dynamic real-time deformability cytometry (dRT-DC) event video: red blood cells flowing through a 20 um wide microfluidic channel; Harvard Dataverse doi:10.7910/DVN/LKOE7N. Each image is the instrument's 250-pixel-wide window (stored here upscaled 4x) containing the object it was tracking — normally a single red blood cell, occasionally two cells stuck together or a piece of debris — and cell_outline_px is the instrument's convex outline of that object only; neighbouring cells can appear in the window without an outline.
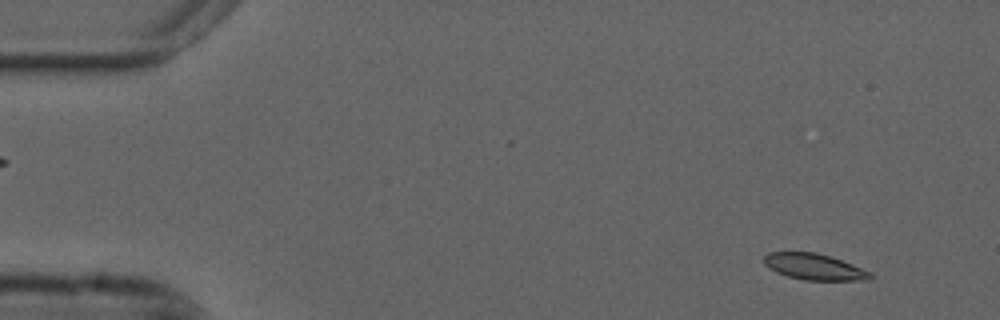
{"species": "common noctule bat (a hibernating species)", "species_latin": "Nyctalus noctula", "temperature_condition": "cold", "stored_images_in_passage": 52, "camera_frame_rate_fps": 3000, "um_per_image_px": 0.085, "animal": {"sex": "male", "forearm_length_mm": 52.5}, "frame": {"image": 1, "passage_image": 1, "time_ms": 0.0, "image_size_px": [1000, 320], "cell_outline_px": [[872, 280], [804, 280], [788, 276], [776, 272], [768, 268], [764, 264], [764, 256], [768, 252], [816, 252], [832, 256], [872, 272]], "centroid_in_image_um": [69.22, 22.67], "position_along_channel_um": 15.8, "area_um2": 16.36}}
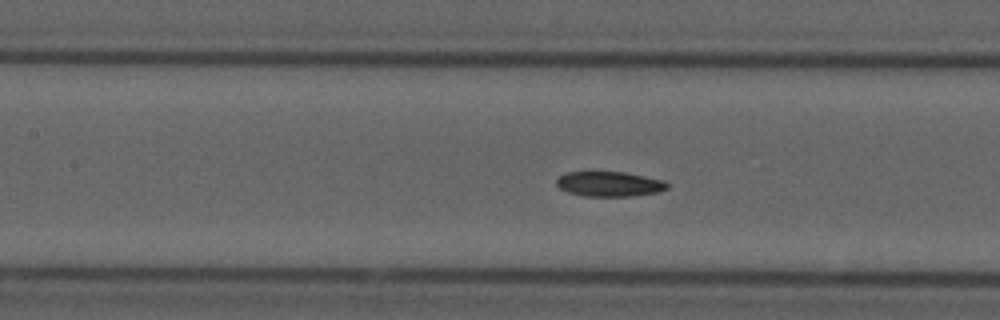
{"frame": {"image": 2, "passage_image": 21, "time_ms": 6.667, "image_size_px": [1000, 320], "cell_outline_px": [[668, 188], [660, 192], [628, 196], [584, 196], [568, 192], [560, 188], [556, 184], [556, 180], [564, 172], [624, 172], [664, 180], [668, 184]], "centroid_in_image_um": [51.8, 15.64], "position_along_channel_um": 155.6, "area_um2": 16.07}}
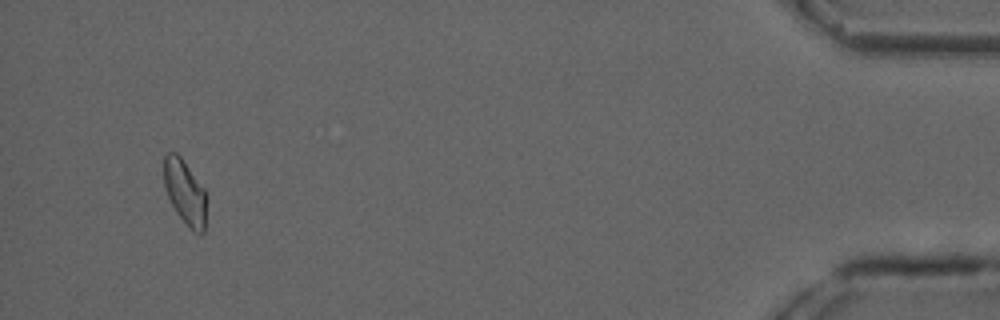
{"frame": {"image": 3, "passage_image": 49, "time_ms": 16.0, "image_size_px": [1000, 320], "cell_outline_px": [[204, 232], [192, 232], [176, 212], [164, 188], [164, 156], [168, 152], [176, 152], [180, 156], [204, 188]], "centroid_in_image_um": [15.68, 16.31], "position_along_channel_um": 419.5, "area_um2": 15.61}, "authors_computed_cell_mechanics": {"area_um2": 16.5308, "velocity_mm_per_s": 3.6686, "shape_relaxation_time_tau1_ms": 10.7509, "shape_relaxation_time_tau2_ms": 5.0193, "deformation_change_tau1": 0.1898, "deformation_change_tau2": 0.0839}}